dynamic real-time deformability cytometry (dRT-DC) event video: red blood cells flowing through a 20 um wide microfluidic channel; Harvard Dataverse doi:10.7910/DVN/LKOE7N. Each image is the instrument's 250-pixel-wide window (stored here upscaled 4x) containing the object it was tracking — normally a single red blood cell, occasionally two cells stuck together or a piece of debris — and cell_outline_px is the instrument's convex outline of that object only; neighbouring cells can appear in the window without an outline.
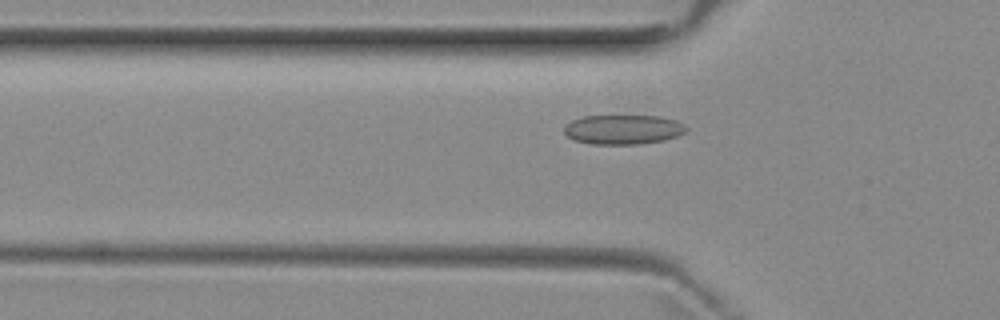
{"species": "common noctule bat (a hibernating species)", "species_latin": "Nyctalus noctula", "temperature_condition": "room temperature", "stored_images_in_passage": 36, "camera_frame_rate_fps": 3000, "um_per_image_px": 0.085, "animal": {"sex": "female", "body_mass_g": 29.2, "forearm_length_mm": 56.3}, "frame": {"image": 1, "passage_image": 4, "time_ms": 1.0, "image_size_px": [1000, 320], "cell_outline_px": [[688, 128], [684, 132], [676, 136], [664, 140], [640, 144], [592, 144], [576, 140], [568, 136], [564, 132], [564, 128], [572, 120], [584, 116], [660, 116], [676, 120], [684, 124]], "centroid_in_image_um": [52.99, 11.0], "position_along_channel_um": 72.8, "area_um2": 20.87}}
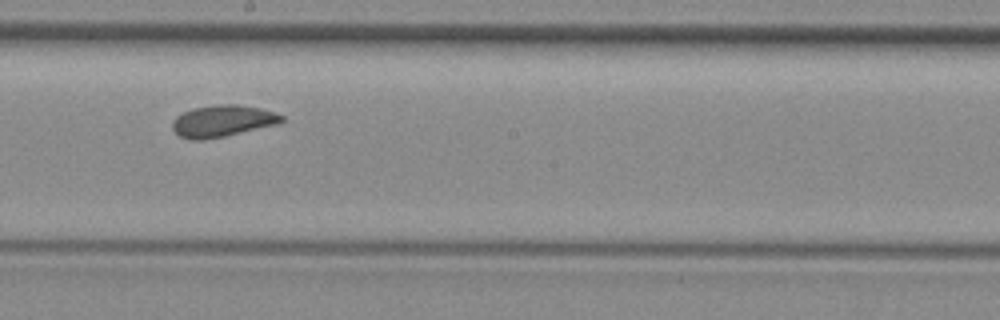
{"frame": {"image": 2, "passage_image": 16, "time_ms": 5.0, "image_size_px": [1000, 320], "cell_outline_px": [[284, 120], [280, 124], [224, 136], [204, 140], [192, 140], [180, 136], [172, 128], [172, 120], [176, 116], [192, 108], [220, 104], [236, 104], [260, 108], [276, 112], [284, 116]], "centroid_in_image_um": [18.94, 10.28], "position_along_channel_um": 229.3, "area_um2": 20.29}}
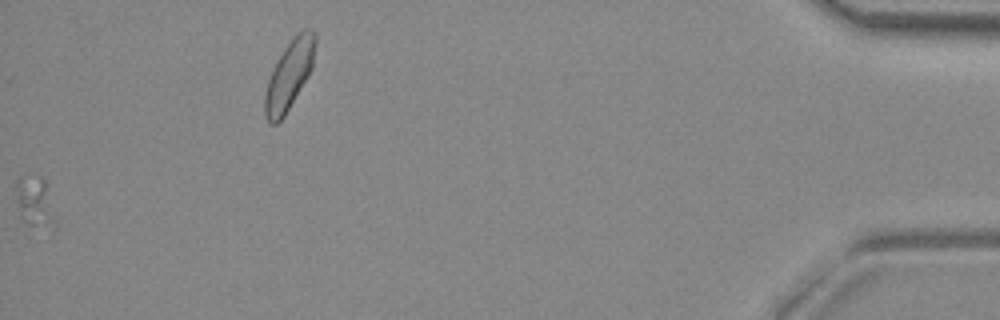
{"frame": {"image": 3, "passage_image": 35, "time_ms": 11.333, "image_size_px": [1000, 320], "cell_outline_px": [[56, 228], [24, 224], [20, 216], [16, 200], [16, 180], [20, 176], [40, 176], [44, 180], [56, 220]], "centroid_in_image_um": [2.93, 17.18], "position_along_channel_um": 432.3, "area_um2": 11.56}, "authors_computed_cell_mechanics": {"area_um2": 19.4786, "velocity_mm_per_s": 3.9051, "shape_relaxation_time_tau1_ms": 9.5316, "shape_relaxation_time_tau2_ms": 2.0959, "deformation_change_tau1": 0.1087, "deformation_change_tau2": 0.0712}}